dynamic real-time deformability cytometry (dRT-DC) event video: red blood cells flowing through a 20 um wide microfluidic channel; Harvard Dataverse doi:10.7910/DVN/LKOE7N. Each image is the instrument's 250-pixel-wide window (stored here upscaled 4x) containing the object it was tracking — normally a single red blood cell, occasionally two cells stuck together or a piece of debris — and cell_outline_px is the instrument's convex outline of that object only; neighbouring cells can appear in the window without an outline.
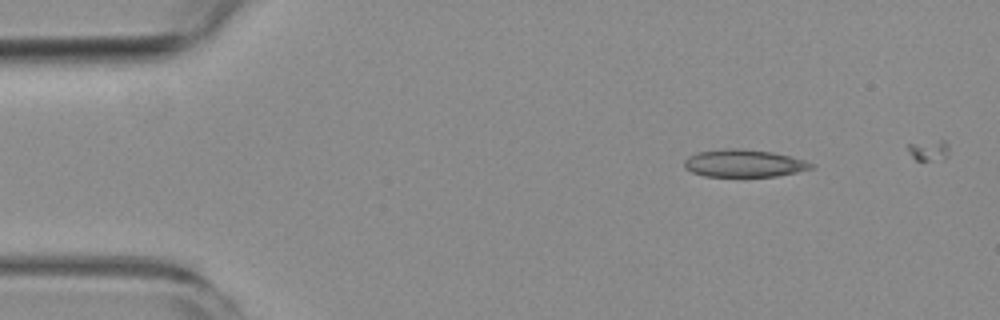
{"species": "common noctule bat (a hibernating species)", "species_latin": "Nyctalus noctula", "temperature_condition": "room temperature", "stored_images_in_passage": 4, "camera_frame_rate_fps": 3000, "um_per_image_px": 0.085, "animal": {"sex": "female", "body_mass_g": 19.3, "forearm_length_mm": 54.1}, "frame": {"image": 1, "passage_image": 1, "time_ms": 0.0, "image_size_px": [1000, 320], "cell_outline_px": [[816, 168], [776, 176], [704, 176], [692, 172], [684, 168], [684, 160], [688, 156], [700, 152], [728, 148], [740, 148], [772, 152], [804, 160], [816, 164]], "centroid_in_image_um": [63.25, 13.88], "position_along_channel_um": 21.7, "area_um2": 20.29}}